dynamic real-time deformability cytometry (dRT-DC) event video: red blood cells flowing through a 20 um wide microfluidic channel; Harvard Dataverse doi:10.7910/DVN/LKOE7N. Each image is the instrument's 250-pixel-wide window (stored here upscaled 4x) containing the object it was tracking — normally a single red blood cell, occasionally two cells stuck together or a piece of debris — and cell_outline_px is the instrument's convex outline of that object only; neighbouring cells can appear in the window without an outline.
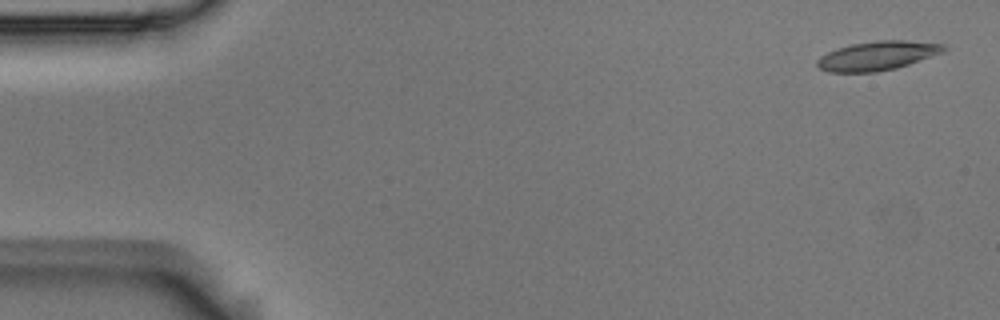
{"species": "Egyptian fruit bat (a non-hibernating species)", "species_latin": "Rousettus aegyptiacus", "temperature_condition": "room temperature", "stored_images_in_passage": 5, "camera_frame_rate_fps": 3000, "um_per_image_px": 0.085, "animal": {"sex": "male"}, "frame": {"image": 1, "passage_image": 1, "time_ms": 0.0, "image_size_px": [1000, 320], "cell_outline_px": [[948, 48], [944, 52], [896, 68], [876, 72], [828, 72], [820, 68], [816, 64], [816, 60], [820, 56], [828, 52], [852, 44], [876, 40], [908, 40], [944, 44]], "centroid_in_image_um": [74.6, 4.73], "position_along_channel_um": 10.4, "area_um2": 21.39}}
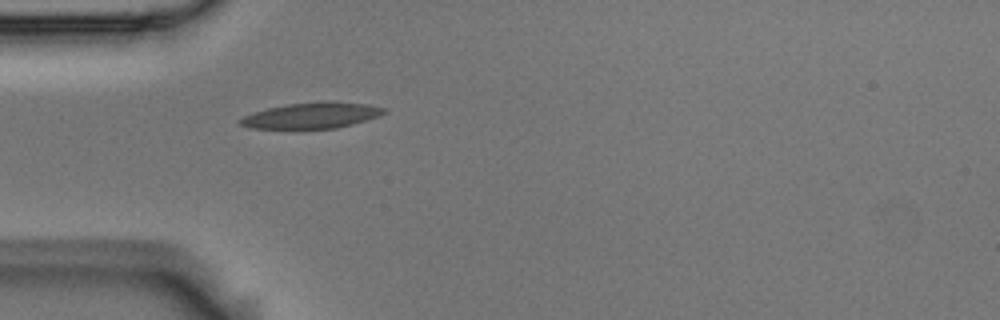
{"frame": {"image": 2, "passage_image": 5, "time_ms": 1.333, "image_size_px": [1000, 320], "cell_outline_px": [[388, 112], [380, 116], [352, 124], [336, 128], [252, 128], [240, 124], [236, 120], [252, 112], [268, 108], [288, 104], [324, 100], [332, 100], [368, 104], [388, 108]], "centroid_in_image_um": [26.56, 9.79], "position_along_channel_um": 58.4, "area_um2": 21.96}}